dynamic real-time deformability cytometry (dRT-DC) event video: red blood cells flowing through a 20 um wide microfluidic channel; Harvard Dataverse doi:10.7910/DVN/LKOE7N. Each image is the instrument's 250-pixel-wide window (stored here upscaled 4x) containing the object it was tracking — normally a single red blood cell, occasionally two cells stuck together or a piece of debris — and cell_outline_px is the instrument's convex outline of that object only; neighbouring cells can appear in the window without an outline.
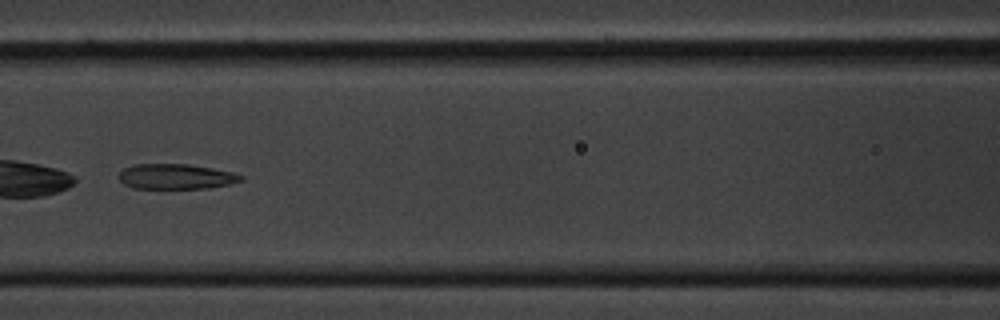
{"species": "common noctule bat (a hibernating species)", "species_latin": "Nyctalus noctula", "temperature_condition": "cold", "stored_images_in_passage": 53, "camera_frame_rate_fps": 3000, "um_per_image_px": 0.085, "animal": {"sex": "male", "body_mass_g": 20.1, "forearm_length_mm": 53.5}, "frame": {"image": 1, "passage_image": 23, "time_ms": 7.333, "image_size_px": [1000, 320], "cell_outline_px": [[244, 180], [228, 184], [208, 188], [132, 188], [124, 184], [116, 176], [124, 168], [132, 164], [188, 164], [212, 168], [232, 172], [244, 176]], "centroid_in_image_um": [14.93, 15.0], "position_along_channel_um": 151.7, "area_um2": 17.98}}
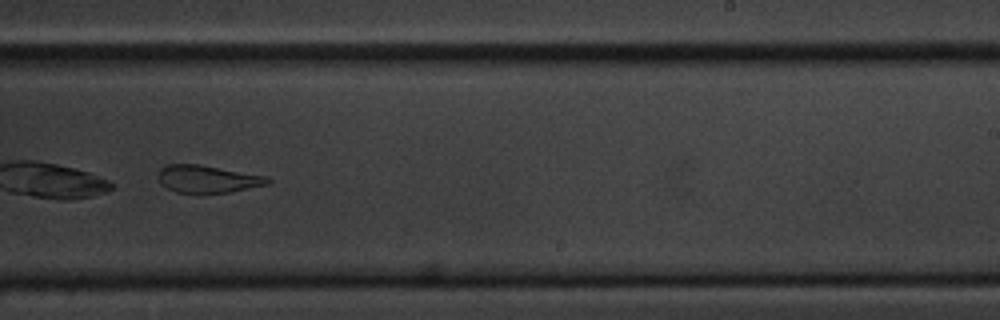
{"frame": {"image": 2, "passage_image": 33, "time_ms": 10.667, "image_size_px": [1000, 320], "cell_outline_px": [[272, 180], [268, 184], [228, 192], [176, 192], [160, 184], [156, 176], [160, 168], [168, 164], [200, 164], [268, 176]], "centroid_in_image_um": [17.62, 15.19], "position_along_channel_um": 271.4, "area_um2": 17.51}}
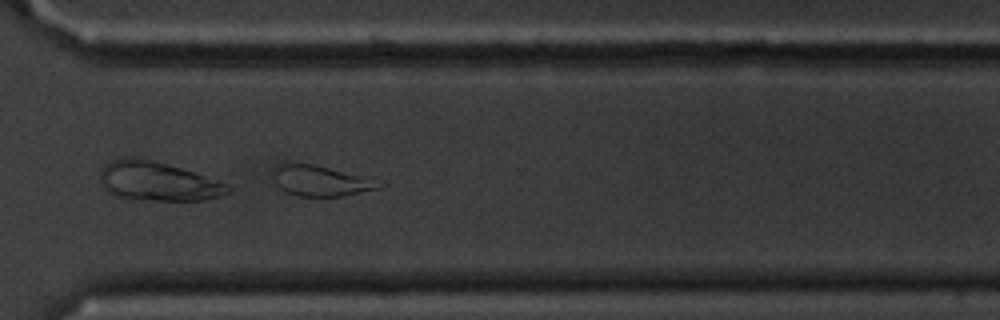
{"frame": {"image": 3, "passage_image": 39, "time_ms": 12.667, "image_size_px": [1000, 320], "cell_outline_px": [[388, 184], [380, 188], [344, 196], [300, 196], [288, 192], [280, 188], [276, 184], [272, 176], [272, 168], [284, 164], [312, 164], [372, 176]], "centroid_in_image_um": [27.4, 15.36], "position_along_channel_um": 343.2, "area_um2": 19.31}}